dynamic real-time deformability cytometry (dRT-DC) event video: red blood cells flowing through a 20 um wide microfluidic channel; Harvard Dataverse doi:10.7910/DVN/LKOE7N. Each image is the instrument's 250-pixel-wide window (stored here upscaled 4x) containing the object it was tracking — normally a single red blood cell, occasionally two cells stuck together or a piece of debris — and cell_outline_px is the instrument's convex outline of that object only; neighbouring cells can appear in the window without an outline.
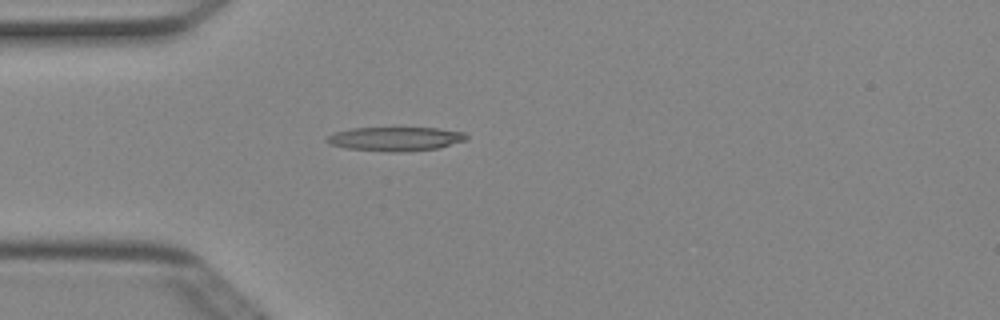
{"species": "Egyptian fruit bat (a non-hibernating species)", "species_latin": "Rousettus aegyptiacus", "temperature_condition": "cold", "stored_images_in_passage": 4, "camera_frame_rate_fps": 3000, "um_per_image_px": 0.085, "animal": {"sex": "female"}, "frame": {"image": 1, "passage_image": 4, "time_ms": 1.0, "image_size_px": [1000, 320], "cell_outline_px": [[468, 140], [440, 148], [400, 152], [388, 152], [344, 148], [328, 144], [324, 140], [328, 136], [336, 132], [352, 128], [436, 128], [464, 132], [468, 136]], "centroid_in_image_um": [33.62, 11.81], "position_along_channel_um": 51.4, "area_um2": 19.71}}